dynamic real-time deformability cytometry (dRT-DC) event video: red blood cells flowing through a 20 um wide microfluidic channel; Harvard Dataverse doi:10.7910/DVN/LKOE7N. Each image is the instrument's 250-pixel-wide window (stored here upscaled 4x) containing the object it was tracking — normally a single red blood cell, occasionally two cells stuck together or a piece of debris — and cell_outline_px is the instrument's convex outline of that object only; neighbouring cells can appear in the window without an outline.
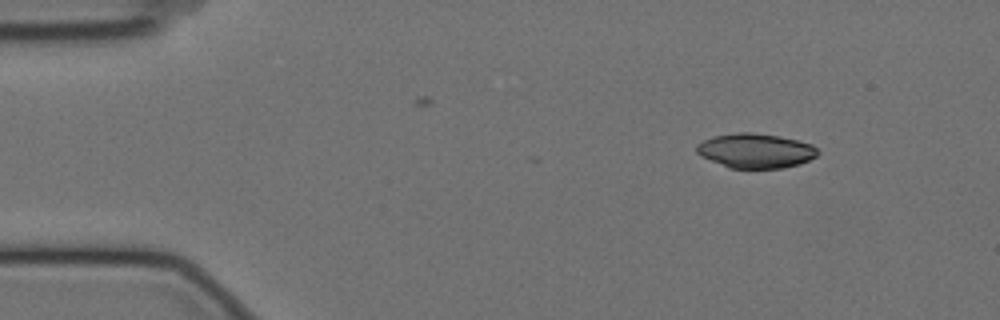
{"species": "Egyptian fruit bat (a non-hibernating species)", "species_latin": "Rousettus aegyptiacus", "temperature_condition": "cold", "stored_images_in_passage": 50, "camera_frame_rate_fps": 3000, "um_per_image_px": 0.085, "animal": {"sex": "female"}, "frame": {"image": 1, "passage_image": 1, "time_ms": 0.0, "image_size_px": [1000, 320], "cell_outline_px": [[820, 152], [816, 156], [800, 164], [784, 168], [728, 168], [700, 156], [696, 152], [696, 144], [712, 136], [736, 132], [752, 132], [780, 136], [812, 144]], "centroid_in_image_um": [64.2, 12.81], "position_along_channel_um": 20.8, "area_um2": 24.62}}
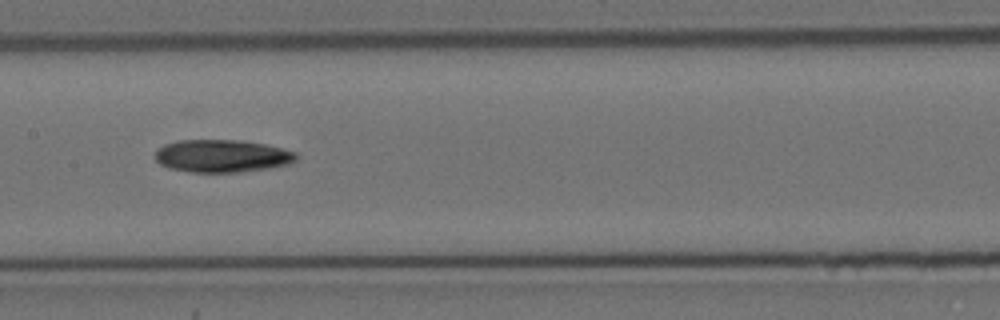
{"frame": {"image": 2, "passage_image": 22, "time_ms": 7.0, "image_size_px": [1000, 320], "cell_outline_px": [[296, 160], [288, 164], [268, 168], [236, 172], [188, 172], [168, 168], [160, 164], [156, 160], [156, 148], [164, 144], [176, 140], [244, 140], [264, 144], [296, 152]], "centroid_in_image_um": [18.82, 13.25], "position_along_channel_um": 188.6, "area_um2": 26.88}}
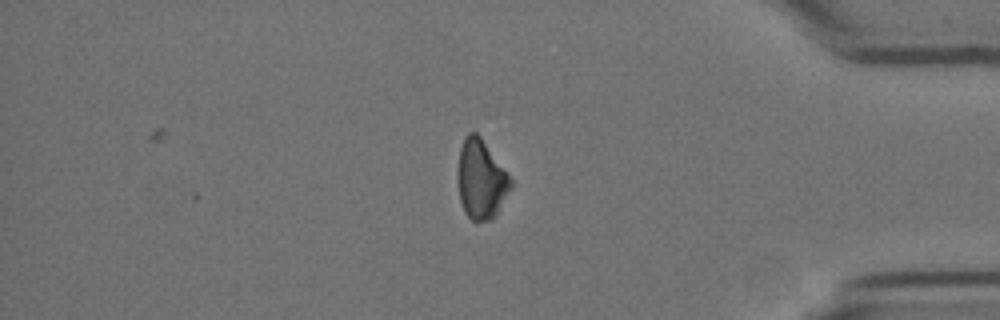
{"frame": {"image": 3, "passage_image": 42, "time_ms": 13.667, "image_size_px": [1000, 320], "cell_outline_px": [[512, 188], [496, 216], [492, 220], [472, 220], [464, 212], [460, 200], [456, 180], [460, 148], [464, 136], [468, 132], [476, 132], [480, 136], [512, 180]], "centroid_in_image_um": [40.87, 15.26], "position_along_channel_um": 394.3, "area_um2": 24.62}}